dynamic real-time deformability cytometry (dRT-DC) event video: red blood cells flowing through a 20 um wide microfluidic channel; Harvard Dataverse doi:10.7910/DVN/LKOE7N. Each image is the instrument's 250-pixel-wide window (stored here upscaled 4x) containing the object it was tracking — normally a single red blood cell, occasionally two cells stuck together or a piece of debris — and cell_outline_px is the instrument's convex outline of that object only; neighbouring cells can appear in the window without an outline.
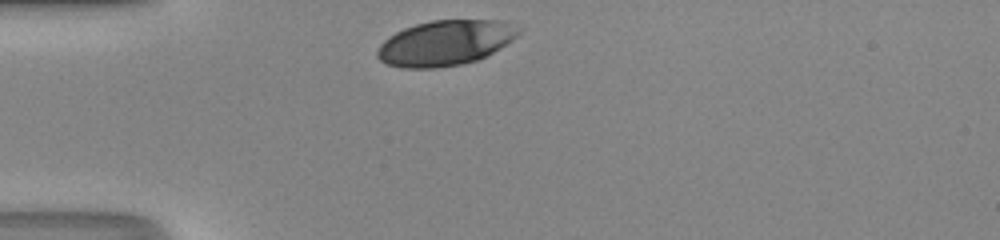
{"species": "human", "species_latin": "Homo sapiens", "temperature_condition": "room temperature", "stored_images_in_passage": 27, "camera_frame_rate_fps": 3000, "um_per_image_px": 0.085, "donor": {"sex": "male"}, "frame": {"image": 1, "passage_image": 1, "time_ms": 0.0, "image_size_px": [1000, 240], "cell_outline_px": [[520, 32], [512, 40], [500, 48], [476, 60], [460, 64], [436, 68], [404, 68], [388, 64], [380, 60], [376, 56], [376, 52], [380, 44], [388, 36], [404, 28], [416, 24], [432, 20], [500, 20], [520, 28]], "centroid_in_image_um": [37.81, 3.64], "position_along_channel_um": 47.2, "area_um2": 36.99}}
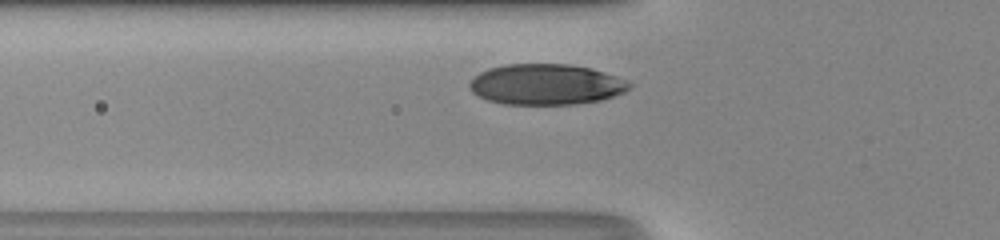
{"frame": {"image": 2, "passage_image": 5, "time_ms": 1.333, "image_size_px": [1000, 240], "cell_outline_px": [[632, 84], [624, 92], [600, 100], [576, 104], [504, 104], [488, 100], [472, 92], [468, 88], [468, 84], [480, 72], [488, 68], [504, 64], [572, 64], [592, 68], [604, 72]], "centroid_in_image_um": [46.37, 7.17], "position_along_channel_um": 79.4, "area_um2": 37.74}}
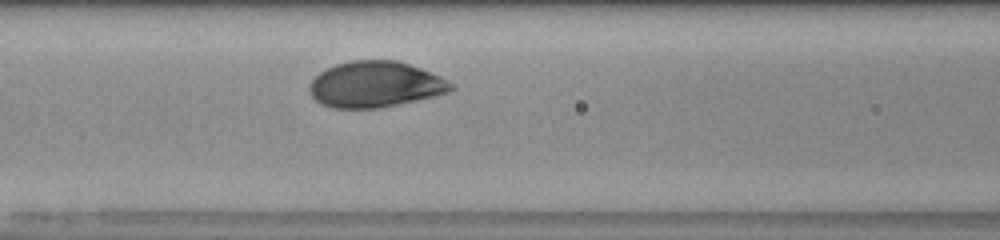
{"frame": {"image": 3, "passage_image": 9, "time_ms": 2.667, "image_size_px": [1000, 240], "cell_outline_px": [[456, 88], [448, 92], [416, 100], [380, 108], [332, 108], [320, 104], [312, 96], [308, 88], [308, 84], [320, 72], [336, 64], [352, 60], [396, 60], [420, 68], [440, 76], [452, 84]], "centroid_in_image_um": [31.86, 7.18], "position_along_channel_um": 134.7, "area_um2": 37.74}, "authors_computed_cell_mechanics": {"area_um2": 38.2058, "velocity_mm_per_s": 4.1357, "shape_relaxation_time_tau1_ms": 2.1608, "shape_relaxation_time_tau2_ms": null, "deformation_change_tau1": 0.1445, "deformation_change_tau2": null}}